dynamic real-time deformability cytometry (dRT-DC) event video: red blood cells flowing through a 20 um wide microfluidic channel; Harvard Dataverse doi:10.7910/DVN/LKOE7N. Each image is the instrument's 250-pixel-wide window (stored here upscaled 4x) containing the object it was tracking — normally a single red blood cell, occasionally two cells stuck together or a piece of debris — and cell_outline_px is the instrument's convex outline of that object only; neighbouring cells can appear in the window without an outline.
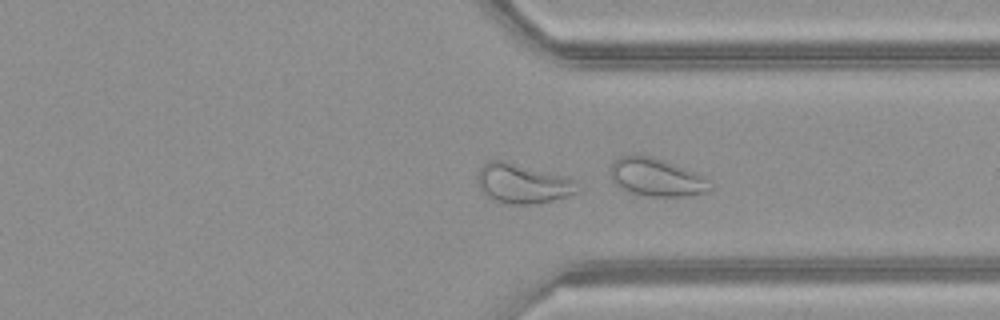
{"species": "common noctule bat (a hibernating species)", "species_latin": "Nyctalus noctula", "temperature_condition": "warm", "stored_images_in_passage": 46, "camera_frame_rate_fps": 3000, "um_per_image_px": 0.085, "animal": {"sex": "female", "body_mass_g": 21.9}, "frame": {"image": 1, "passage_image": 33, "time_ms": 10.667, "image_size_px": [1000, 320], "cell_outline_px": [[584, 188], [580, 192], [568, 196], [552, 200], [532, 204], [508, 204], [496, 200], [488, 196], [480, 188], [476, 180], [476, 176], [480, 168], [488, 160], [500, 160], [564, 176], [576, 180]], "centroid_in_image_um": [44.48, 15.61], "position_along_channel_um": 366.9, "area_um2": 23.06}}